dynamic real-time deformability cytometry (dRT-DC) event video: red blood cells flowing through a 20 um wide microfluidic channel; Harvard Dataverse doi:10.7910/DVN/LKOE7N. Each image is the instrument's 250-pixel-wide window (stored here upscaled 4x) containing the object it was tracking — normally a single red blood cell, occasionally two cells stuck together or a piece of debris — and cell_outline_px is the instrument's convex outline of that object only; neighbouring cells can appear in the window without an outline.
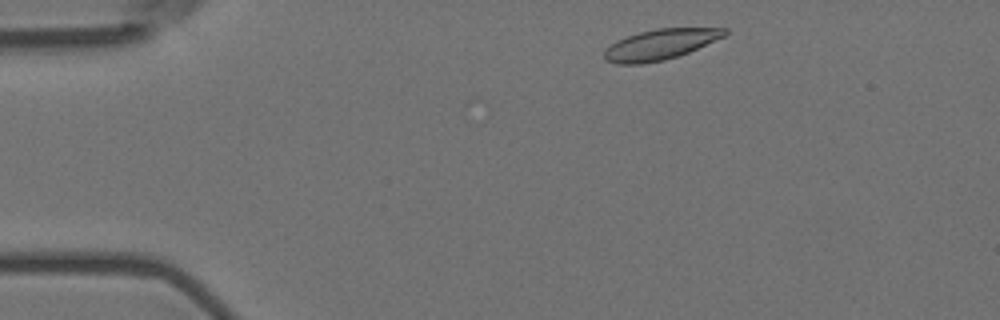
{"species": "Egyptian fruit bat (a non-hibernating species)", "species_latin": "Rousettus aegyptiacus", "temperature_condition": "room temperature", "stored_images_in_passage": 3, "camera_frame_rate_fps": 3000, "um_per_image_px": 0.085, "animal": {"sex": "female"}, "frame": {"image": 1, "passage_image": 1, "time_ms": 0.0, "image_size_px": [1000, 320], "cell_outline_px": [[728, 32], [724, 36], [688, 52], [664, 60], [640, 64], [616, 64], [604, 60], [604, 52], [616, 40], [640, 32], [656, 28], [728, 28]], "centroid_in_image_um": [56.1, 3.78], "position_along_channel_um": 28.9, "area_um2": 21.1}}
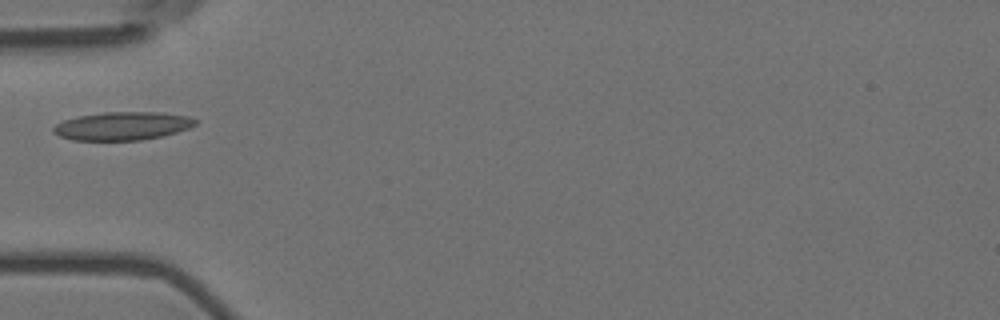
{"frame": {"image": 2, "passage_image": 3, "time_ms": 0.667, "image_size_px": [1000, 320], "cell_outline_px": [[196, 124], [188, 128], [176, 132], [160, 136], [140, 140], [72, 140], [60, 136], [52, 132], [52, 128], [56, 124], [64, 120], [80, 116], [104, 112], [160, 112], [188, 116], [196, 120]], "centroid_in_image_um": [10.38, 10.7], "position_along_channel_um": 74.6, "area_um2": 23.18}}